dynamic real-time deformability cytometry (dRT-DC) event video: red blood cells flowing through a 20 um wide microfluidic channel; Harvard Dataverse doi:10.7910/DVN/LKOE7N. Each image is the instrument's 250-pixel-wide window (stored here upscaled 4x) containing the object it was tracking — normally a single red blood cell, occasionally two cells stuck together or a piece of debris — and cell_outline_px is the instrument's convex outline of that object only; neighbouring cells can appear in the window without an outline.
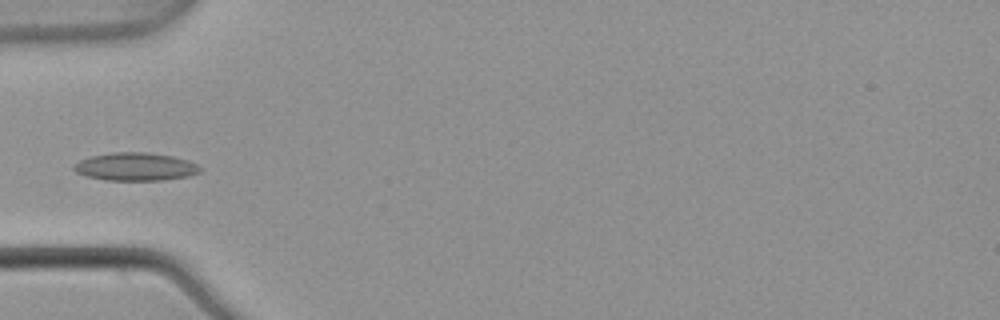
{"species": "common noctule bat (a hibernating species)", "species_latin": "Nyctalus noctula", "temperature_condition": "warm", "stored_images_in_passage": 6, "camera_frame_rate_fps": 3000, "um_per_image_px": 0.085, "animal": {"sex": "male", "body_mass_g": 21.5, "forearm_length_mm": 52.0}, "frame": {"image": 1, "passage_image": 5, "time_ms": 1.333, "image_size_px": [1000, 320], "cell_outline_px": [[200, 172], [188, 176], [164, 180], [104, 180], [88, 176], [76, 172], [72, 168], [80, 160], [92, 156], [112, 152], [148, 152], [172, 156], [188, 160], [196, 164], [200, 168]], "centroid_in_image_um": [11.52, 14.17], "position_along_channel_um": 73.5, "area_um2": 20.46}}
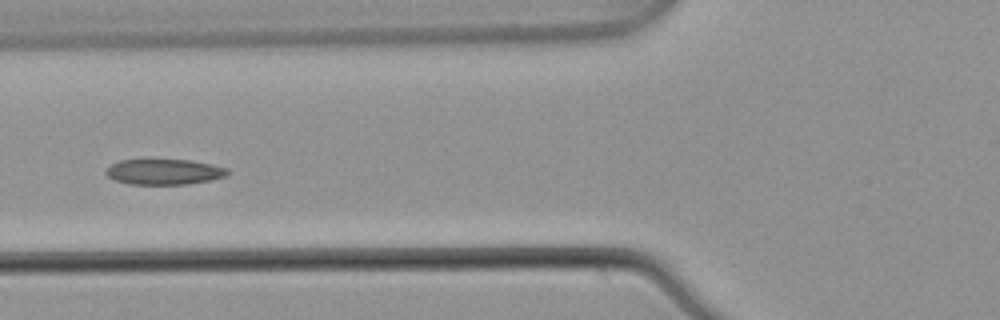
{"frame": {"image": 2, "passage_image": 6, "time_ms": 1.667, "image_size_px": [1000, 320], "cell_outline_px": [[228, 172], [224, 176], [212, 180], [188, 184], [128, 184], [116, 180], [108, 176], [104, 172], [112, 164], [120, 160], [192, 160], [212, 164], [228, 168]], "centroid_in_image_um": [13.97, 14.6], "position_along_channel_um": 111.8, "area_um2": 17.98}}